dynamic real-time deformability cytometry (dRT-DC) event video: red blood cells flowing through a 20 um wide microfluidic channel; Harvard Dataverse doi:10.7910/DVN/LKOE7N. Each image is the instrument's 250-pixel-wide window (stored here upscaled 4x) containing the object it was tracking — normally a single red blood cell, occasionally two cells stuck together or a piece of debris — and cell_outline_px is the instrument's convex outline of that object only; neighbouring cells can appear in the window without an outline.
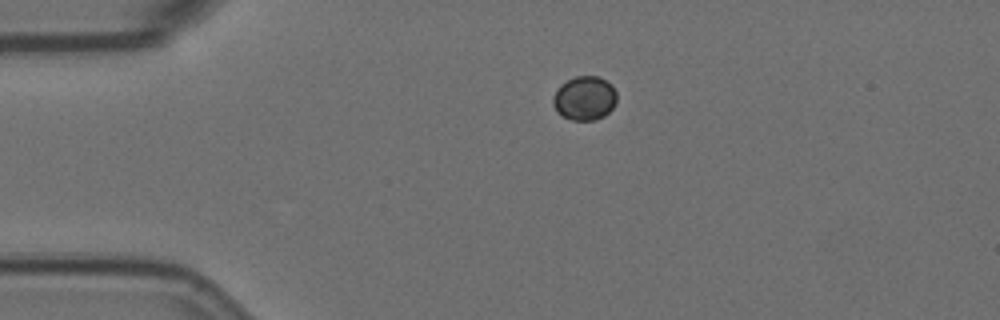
{"species": "Egyptian fruit bat (a non-hibernating species)", "species_latin": "Rousettus aegyptiacus", "temperature_condition": "room temperature", "stored_images_in_passage": 3, "camera_frame_rate_fps": 3000, "um_per_image_px": 0.085, "animal": {"sex": "female"}, "frame": {"image": 1, "passage_image": 1, "time_ms": 0.0, "image_size_px": [1000, 320], "cell_outline_px": [[616, 104], [604, 116], [592, 120], [572, 120], [556, 112], [552, 104], [552, 96], [560, 84], [576, 76], [596, 76], [612, 84], [616, 92]], "centroid_in_image_um": [49.67, 8.35], "position_along_channel_um": 35.3, "area_um2": 16.42}}
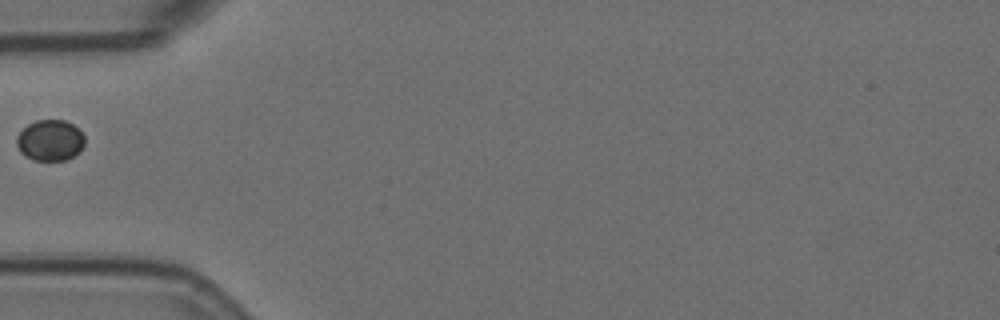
{"frame": {"image": 2, "passage_image": 3, "time_ms": 0.667, "image_size_px": [1000, 320], "cell_outline_px": [[84, 144], [80, 152], [68, 160], [36, 160], [24, 156], [20, 152], [16, 144], [16, 136], [28, 124], [36, 120], [64, 120], [80, 128], [84, 136]], "centroid_in_image_um": [4.27, 11.93], "position_along_channel_um": 80.7, "area_um2": 16.47}}